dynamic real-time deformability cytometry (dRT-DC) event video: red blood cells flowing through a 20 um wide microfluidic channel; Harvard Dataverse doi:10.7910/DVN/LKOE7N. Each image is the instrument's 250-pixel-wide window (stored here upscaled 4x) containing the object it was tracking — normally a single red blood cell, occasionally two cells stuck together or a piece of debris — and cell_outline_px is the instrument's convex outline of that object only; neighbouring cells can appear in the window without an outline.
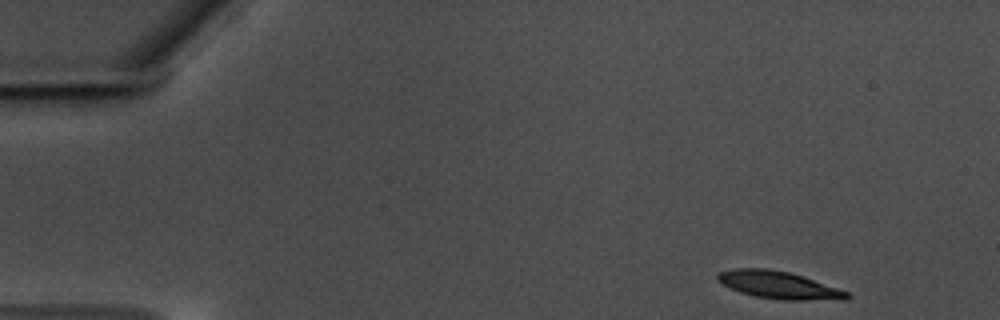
{"species": "common noctule bat (a hibernating species)", "species_latin": "Nyctalus noctula", "temperature_condition": "warm", "stored_images_in_passage": 54, "camera_frame_rate_fps": 3000, "um_per_image_px": 0.085, "animal": {"sex": "male", "body_mass_g": 17.5, "forearm_length_mm": 52.3}, "frame": {"image": 1, "passage_image": 1, "time_ms": 0.0, "image_size_px": [1000, 320], "cell_outline_px": [[848, 300], [784, 300], [756, 296], [740, 292], [716, 280], [716, 276], [720, 272], [732, 268], [768, 268], [788, 272], [804, 276], [848, 292]], "centroid_in_image_um": [66.2, 24.22], "position_along_channel_um": 18.8, "area_um2": 20.58}}
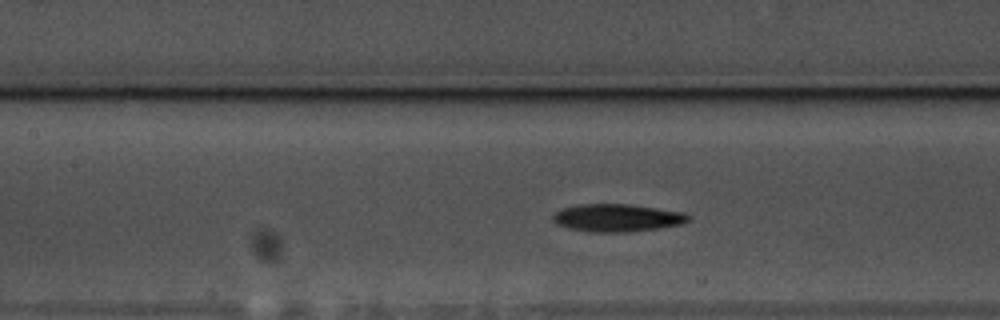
{"frame": {"image": 2, "passage_image": 22, "time_ms": 7.0, "image_size_px": [1000, 320], "cell_outline_px": [[692, 220], [680, 224], [660, 228], [628, 232], [588, 232], [568, 228], [556, 224], [552, 220], [552, 216], [560, 208], [576, 204], [628, 204], [684, 212], [692, 216]], "centroid_in_image_um": [52.45, 18.51], "position_along_channel_um": 155.0, "area_um2": 22.14}}
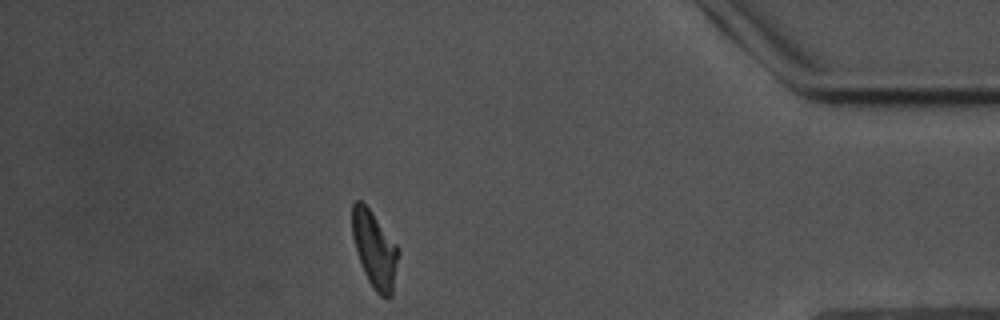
{"frame": {"image": 3, "passage_image": 47, "time_ms": 15.333, "image_size_px": [1000, 320], "cell_outline_px": [[400, 252], [392, 296], [388, 300], [380, 296], [372, 288], [364, 272], [356, 252], [352, 236], [352, 204], [356, 200], [360, 200], [372, 212], [396, 244]], "centroid_in_image_um": [31.85, 21.26], "position_along_channel_um": 403.3, "area_um2": 20.75}, "authors_computed_cell_mechanics": {"area_um2": 20.9814, "velocity_mm_per_s": 3.47, "shape_relaxation_time_tau1_ms": 6.6283, "shape_relaxation_time_tau2_ms": 8.5775, "deformation_change_tau1": 0.1763, "deformation_change_tau2": 0.1593}}